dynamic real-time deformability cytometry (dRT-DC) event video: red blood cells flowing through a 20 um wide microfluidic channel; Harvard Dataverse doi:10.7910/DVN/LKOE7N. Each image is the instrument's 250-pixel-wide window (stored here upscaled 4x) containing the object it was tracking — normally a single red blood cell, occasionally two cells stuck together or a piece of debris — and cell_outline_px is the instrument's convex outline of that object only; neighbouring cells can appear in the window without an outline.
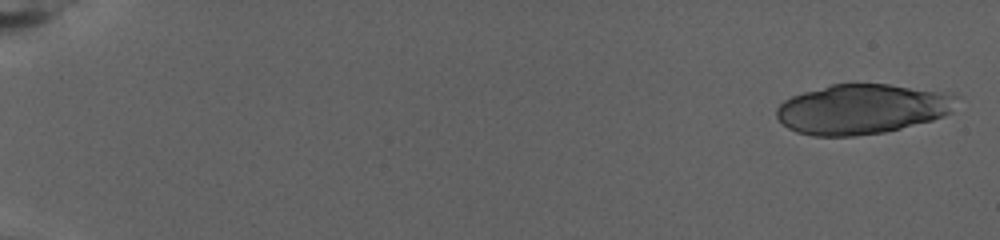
{"species": "human", "species_latin": "Homo sapiens", "temperature_condition": "warm", "stored_images_in_passage": 32, "camera_frame_rate_fps": 3000, "um_per_image_px": 0.085, "donor": {"sex": "female"}, "frame": {"image": 1, "passage_image": 1, "time_ms": 0.0, "image_size_px": [1000, 240], "cell_outline_px": [[960, 96], [952, 112], [932, 120], [884, 132], [856, 136], [812, 136], [796, 132], [788, 128], [776, 116], [776, 108], [784, 100], [792, 96], [804, 92], [832, 84], [888, 84], [940, 92]], "centroid_in_image_um": [73.26, 9.28], "position_along_channel_um": 11.7, "area_um2": 52.14}}
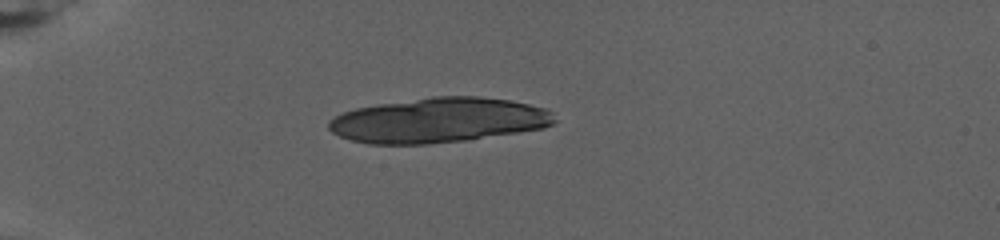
{"frame": {"image": 2, "passage_image": 22, "time_ms": 7.0, "image_size_px": [1000, 240], "cell_outline_px": [[556, 120], [552, 124], [544, 128], [464, 140], [428, 144], [368, 144], [352, 140], [340, 136], [332, 132], [328, 128], [328, 120], [344, 112], [356, 108], [380, 104], [432, 96], [476, 96], [508, 100], [528, 104], [544, 108], [552, 112]], "centroid_in_image_um": [37.26, 10.22], "position_along_channel_um": 47.7, "area_um2": 58.72}}